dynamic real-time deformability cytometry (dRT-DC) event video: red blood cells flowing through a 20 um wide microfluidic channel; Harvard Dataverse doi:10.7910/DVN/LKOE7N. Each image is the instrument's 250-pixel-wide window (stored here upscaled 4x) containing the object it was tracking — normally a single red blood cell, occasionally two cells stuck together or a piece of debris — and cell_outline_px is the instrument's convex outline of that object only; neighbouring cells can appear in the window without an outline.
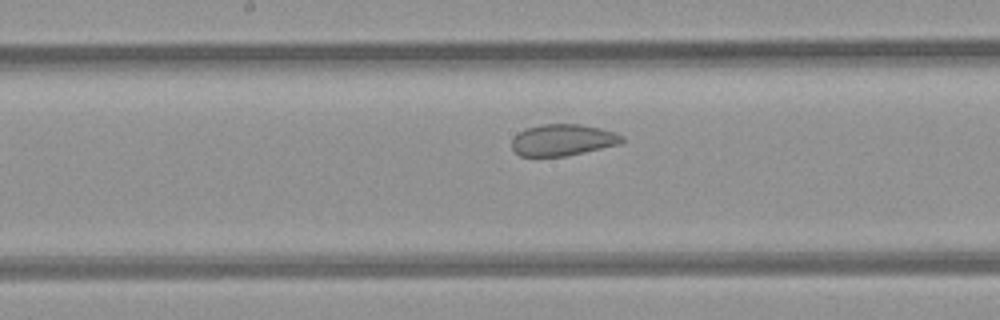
{"species": "common noctule bat (a hibernating species)", "species_latin": "Nyctalus noctula", "temperature_condition": "room temperature", "stored_images_in_passage": 7, "camera_frame_rate_fps": 3000, "um_per_image_px": 0.085, "animal": {"sex": "female", "body_mass_g": 21.9}, "frame": {"image": 1, "passage_image": 6, "time_ms": 6.667, "image_size_px": [1000, 320], "cell_outline_px": [[624, 140], [620, 144], [584, 152], [564, 156], [520, 156], [512, 148], [512, 140], [520, 132], [528, 128], [544, 124], [580, 124], [600, 128], [616, 132], [624, 136]], "centroid_in_image_um": [47.88, 11.9], "position_along_channel_um": 200.3, "area_um2": 20.06}}